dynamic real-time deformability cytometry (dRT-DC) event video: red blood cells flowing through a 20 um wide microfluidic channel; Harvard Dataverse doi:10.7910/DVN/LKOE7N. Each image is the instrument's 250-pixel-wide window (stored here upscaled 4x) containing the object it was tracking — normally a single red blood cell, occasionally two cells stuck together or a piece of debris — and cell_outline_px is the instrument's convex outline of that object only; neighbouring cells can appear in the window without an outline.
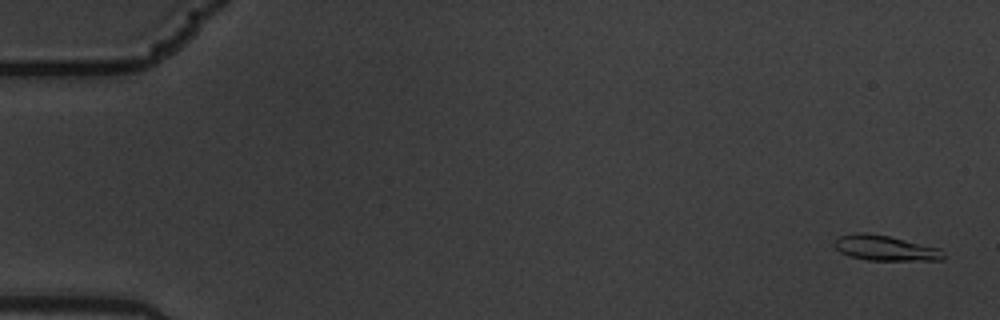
{"species": "common noctule bat (a hibernating species)", "species_latin": "Nyctalus noctula", "temperature_condition": "warm", "stored_images_in_passage": 8, "camera_frame_rate_fps": 3000, "um_per_image_px": 0.085, "animal": {"sex": "male", "body_mass_g": 19.5, "forearm_length_mm": 54.6}, "frame": {"image": 1, "passage_image": 1, "time_ms": 0.0, "image_size_px": [1000, 320], "cell_outline_px": [[944, 260], [868, 260], [848, 256], [840, 252], [832, 244], [840, 236], [856, 232], [868, 232], [888, 236], [940, 248], [944, 252]], "centroid_in_image_um": [75.23, 21.08], "position_along_channel_um": 9.8, "area_um2": 16.07}}
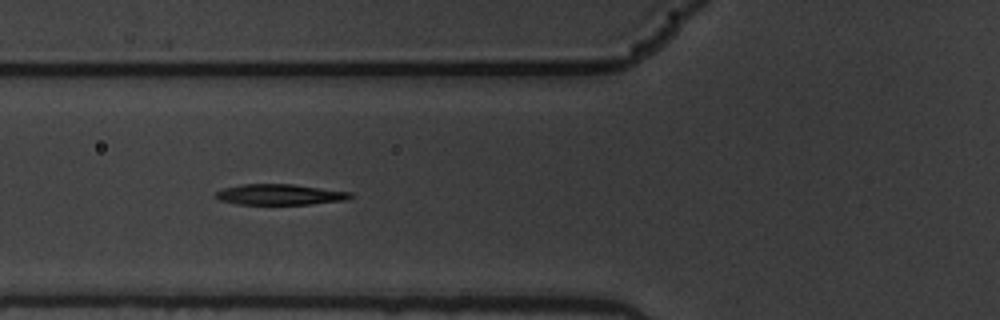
{"frame": {"image": 2, "passage_image": 7, "time_ms": 2.0, "image_size_px": [1000, 320], "cell_outline_px": [[352, 196], [348, 200], [312, 204], [236, 204], [220, 200], [212, 196], [216, 192], [224, 188], [240, 184], [292, 184], [352, 192]], "centroid_in_image_um": [23.78, 16.53], "position_along_channel_um": 102.0, "area_um2": 16.36}}
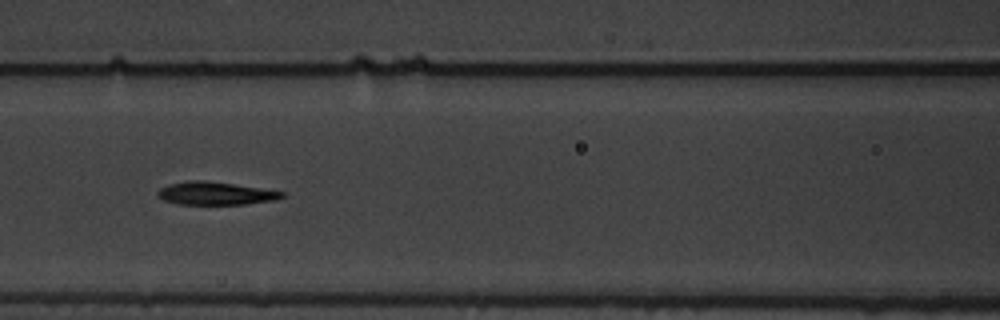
{"frame": {"image": 3, "passage_image": 8, "time_ms": 2.333, "image_size_px": [1000, 320], "cell_outline_px": [[284, 196], [276, 200], [244, 204], [176, 204], [164, 200], [156, 192], [160, 188], [168, 184], [188, 180], [204, 180], [260, 188], [284, 192]], "centroid_in_image_um": [18.29, 16.43], "position_along_channel_um": 148.3, "area_um2": 16.47}}